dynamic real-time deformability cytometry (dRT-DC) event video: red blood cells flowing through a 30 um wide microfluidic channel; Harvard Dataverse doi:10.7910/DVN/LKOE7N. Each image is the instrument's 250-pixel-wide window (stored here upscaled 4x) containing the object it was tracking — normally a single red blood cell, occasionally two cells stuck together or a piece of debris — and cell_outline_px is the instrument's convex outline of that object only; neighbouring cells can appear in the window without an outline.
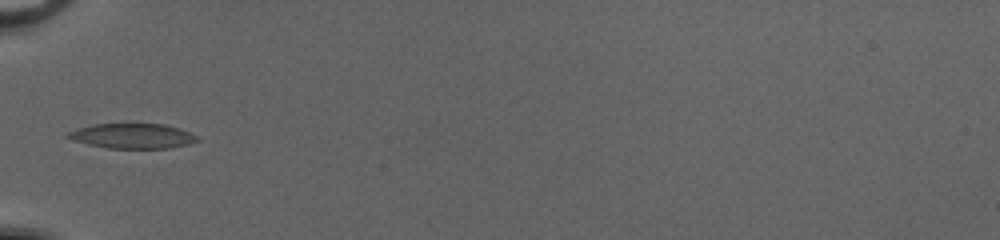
{"species": "common noctule bat (a hibernating species)", "species_latin": "Nyctalus noctula", "temperature_condition": "cold", "stored_images_in_passage": 4, "camera_frame_rate_fps": 3000, "um_per_image_px": 0.085, "animal": {"sex": "female", "body_mass_g": 20.0, "forearm_length_mm": 54.0}, "frame": {"image": 1, "passage_image": 1, "time_ms": 0.0, "image_size_px": [1000, 240], "cell_outline_px": [[200, 140], [188, 144], [168, 148], [108, 148], [88, 144], [72, 140], [64, 136], [68, 132], [92, 124], [164, 124], [180, 128], [200, 136]], "centroid_in_image_um": [11.3, 11.55], "position_along_channel_um": 73.7, "area_um2": 18.84}}